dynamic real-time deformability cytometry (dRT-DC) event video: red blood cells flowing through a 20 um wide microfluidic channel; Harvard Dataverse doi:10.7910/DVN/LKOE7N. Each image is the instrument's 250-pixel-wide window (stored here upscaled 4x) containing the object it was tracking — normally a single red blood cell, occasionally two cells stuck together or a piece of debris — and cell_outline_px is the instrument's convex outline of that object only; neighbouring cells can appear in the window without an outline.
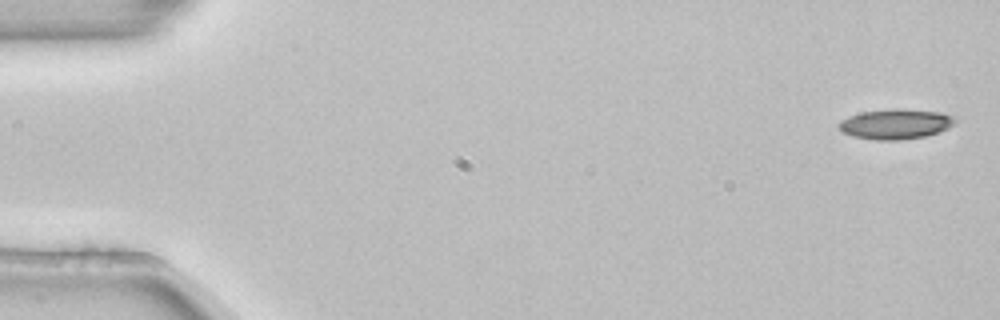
{"species": "common noctule bat (a hibernating species)", "species_latin": "Nyctalus noctula", "temperature_condition": "room temperature", "stored_images_in_passage": 6, "camera_frame_rate_fps": 3000, "um_per_image_px": 0.085, "animal": {"sex": "female", "body_mass_g": 22.7, "forearm_length_mm": 54.2}, "frame": {"image": 1, "passage_image": 1, "time_ms": 0.0, "image_size_px": [1000, 320], "cell_outline_px": [[960, 120], [948, 128], [940, 132], [924, 136], [900, 140], [876, 140], [852, 136], [840, 132], [836, 124], [840, 120], [848, 116], [860, 112], [892, 108], [896, 108], [940, 112], [952, 116]], "centroid_in_image_um": [76.09, 10.54], "position_along_channel_um": 8.9, "area_um2": 20.75}}